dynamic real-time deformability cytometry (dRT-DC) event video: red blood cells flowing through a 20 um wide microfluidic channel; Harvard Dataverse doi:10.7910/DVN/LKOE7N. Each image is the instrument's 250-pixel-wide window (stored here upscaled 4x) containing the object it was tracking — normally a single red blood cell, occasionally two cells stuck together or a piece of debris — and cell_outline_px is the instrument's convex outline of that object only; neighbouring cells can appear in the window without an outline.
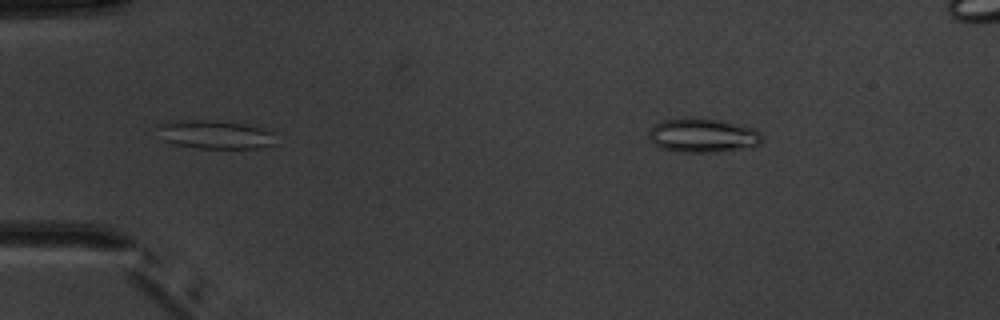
{"species": "common noctule bat (a hibernating species)", "species_latin": "Nyctalus noctula", "temperature_condition": "warm", "stored_images_in_passage": 6, "camera_frame_rate_fps": 3000, "um_per_image_px": 0.085, "animal": {"sex": "male", "body_mass_g": 20.1, "forearm_length_mm": 53.5}, "frame": {"image": 1, "passage_image": 4, "time_ms": 4.333, "image_size_px": [1000, 320], "cell_outline_px": [[276, 144], [256, 148], [196, 148], [172, 144], [164, 140], [156, 128], [156, 124], [188, 120], [212, 120], [240, 124], [260, 128], [272, 132]], "centroid_in_image_um": [18.24, 11.45], "position_along_channel_um": 66.8, "area_um2": 19.36}}
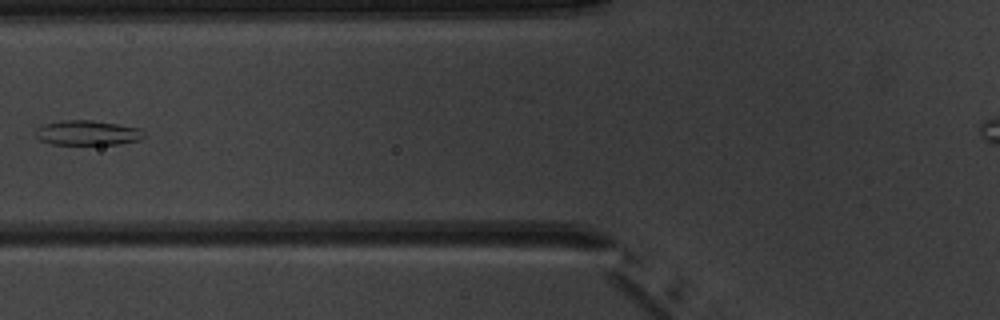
{"frame": {"image": 2, "passage_image": 5, "time_ms": 5.667, "image_size_px": [1000, 320], "cell_outline_px": [[148, 136], [140, 140], [120, 144], [52, 144], [40, 140], [32, 132], [40, 124], [64, 120], [92, 120], [140, 128]], "centroid_in_image_um": [7.42, 11.29], "position_along_channel_um": 118.4, "area_um2": 15.95}}